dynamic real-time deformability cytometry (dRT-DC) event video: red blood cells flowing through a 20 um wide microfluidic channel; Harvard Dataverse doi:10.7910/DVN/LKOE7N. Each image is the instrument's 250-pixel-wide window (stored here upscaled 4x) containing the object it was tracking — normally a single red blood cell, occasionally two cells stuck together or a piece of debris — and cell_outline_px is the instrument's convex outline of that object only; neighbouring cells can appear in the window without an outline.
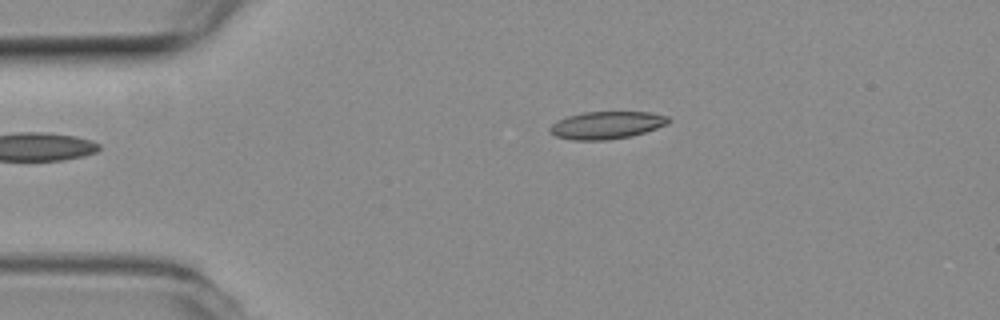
{"species": "common noctule bat (a hibernating species)", "species_latin": "Nyctalus noctula", "temperature_condition": "room temperature", "stored_images_in_passage": 6, "camera_frame_rate_fps": 3000, "um_per_image_px": 0.085, "animal": {"sex": "female", "body_mass_g": 19.3, "forearm_length_mm": 54.1}, "frame": {"image": 1, "passage_image": 6, "time_ms": 1.667, "image_size_px": [1000, 320], "cell_outline_px": [[672, 120], [668, 124], [632, 136], [608, 140], [572, 140], [556, 136], [548, 132], [548, 128], [552, 124], [568, 116], [584, 112], [648, 112], [668, 116]], "centroid_in_image_um": [51.57, 10.64], "position_along_channel_um": 33.4, "area_um2": 19.02}}